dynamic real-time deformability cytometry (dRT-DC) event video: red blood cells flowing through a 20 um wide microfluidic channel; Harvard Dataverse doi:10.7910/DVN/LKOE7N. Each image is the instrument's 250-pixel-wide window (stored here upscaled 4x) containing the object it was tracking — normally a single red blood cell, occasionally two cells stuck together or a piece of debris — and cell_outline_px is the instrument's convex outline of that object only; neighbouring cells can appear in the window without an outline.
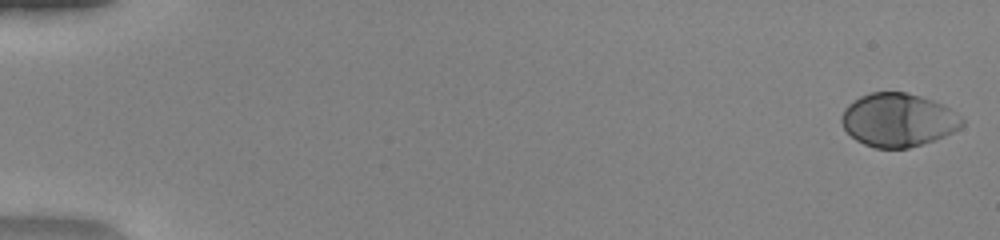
{"species": "human", "species_latin": "Homo sapiens", "temperature_condition": "warm", "stored_images_in_passage": 51, "camera_frame_rate_fps": 3000, "um_per_image_px": 0.085, "donor": {"sex": "female"}, "frame": {"image": 1, "passage_image": 1, "time_ms": 0.0, "image_size_px": [1000, 240], "cell_outline_px": [[964, 124], [960, 128], [936, 140], [908, 148], [876, 148], [864, 144], [856, 140], [844, 128], [840, 120], [840, 116], [844, 108], [848, 104], [860, 96], [872, 92], [904, 92], [920, 96], [944, 104], [964, 120]], "centroid_in_image_um": [76.33, 10.2], "position_along_channel_um": 8.7, "area_um2": 37.51}}
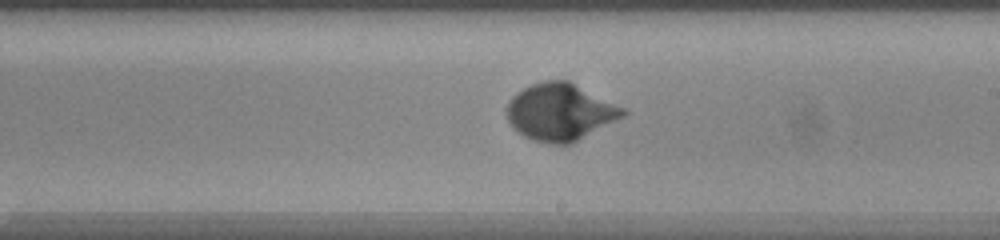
{"frame": {"image": 2, "passage_image": 31, "time_ms": 10.0, "image_size_px": [1000, 240], "cell_outline_px": [[628, 112], [624, 116], [572, 144], [548, 144], [532, 140], [524, 136], [512, 128], [504, 112], [512, 96], [516, 92], [532, 84], [544, 80], [568, 80], [628, 108]], "centroid_in_image_um": [47.63, 9.52], "position_along_channel_um": 241.4, "area_um2": 39.25}}
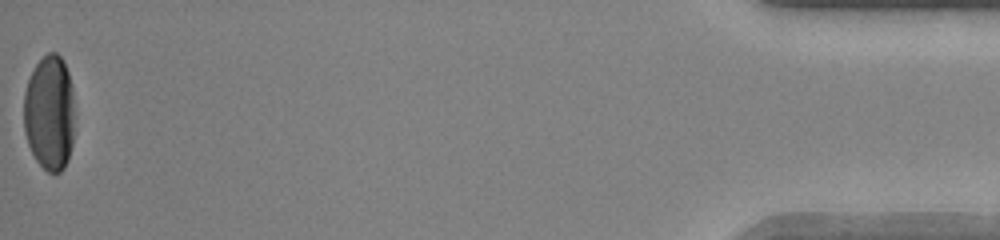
{"frame": {"image": 3, "passage_image": 51, "time_ms": 16.667, "image_size_px": [1000, 240], "cell_outline_px": [[72, 144], [68, 160], [64, 168], [60, 172], [48, 172], [36, 160], [28, 144], [24, 132], [24, 92], [28, 80], [36, 64], [48, 52], [56, 52], [64, 60], [68, 72], [72, 88]], "centroid_in_image_um": [4.19, 9.59], "position_along_channel_um": 431.0, "area_um2": 33.99}, "authors_computed_cell_mechanics": {"area_um2": 36.4718, "velocity_mm_per_s": 4.129, "shape_relaxation_time_tau1_ms": 2.5056, "shape_relaxation_time_tau2_ms": null, "deformation_change_tau1": 0.1895, "deformation_change_tau2": null}}